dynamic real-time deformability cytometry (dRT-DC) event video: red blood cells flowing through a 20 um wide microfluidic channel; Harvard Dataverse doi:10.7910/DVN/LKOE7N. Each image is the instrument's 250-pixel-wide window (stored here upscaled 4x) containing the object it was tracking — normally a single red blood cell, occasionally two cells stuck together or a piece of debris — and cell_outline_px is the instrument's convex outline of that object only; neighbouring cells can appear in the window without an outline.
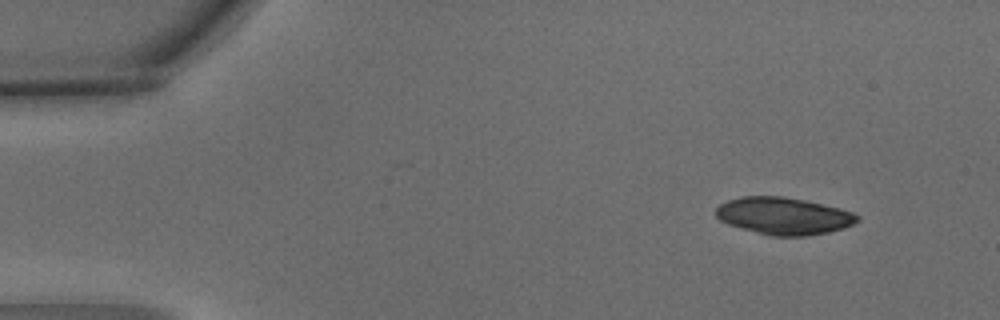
{"species": "common noctule bat (a hibernating species)", "species_latin": "Nyctalus noctula", "temperature_condition": "warm", "stored_images_in_passage": 4, "camera_frame_rate_fps": 3000, "um_per_image_px": 0.085, "animal": {"sex": "male", "body_mass_g": 15.6}, "frame": {"image": 1, "passage_image": 1, "time_ms": 0.0, "image_size_px": [1000, 320], "cell_outline_px": [[860, 220], [844, 228], [828, 232], [804, 236], [768, 236], [728, 224], [720, 220], [716, 216], [716, 208], [720, 204], [728, 200], [740, 196], [784, 196], [804, 200], [840, 208], [852, 212], [860, 216]], "centroid_in_image_um": [66.61, 18.35], "position_along_channel_um": 18.4, "area_um2": 30.69}}